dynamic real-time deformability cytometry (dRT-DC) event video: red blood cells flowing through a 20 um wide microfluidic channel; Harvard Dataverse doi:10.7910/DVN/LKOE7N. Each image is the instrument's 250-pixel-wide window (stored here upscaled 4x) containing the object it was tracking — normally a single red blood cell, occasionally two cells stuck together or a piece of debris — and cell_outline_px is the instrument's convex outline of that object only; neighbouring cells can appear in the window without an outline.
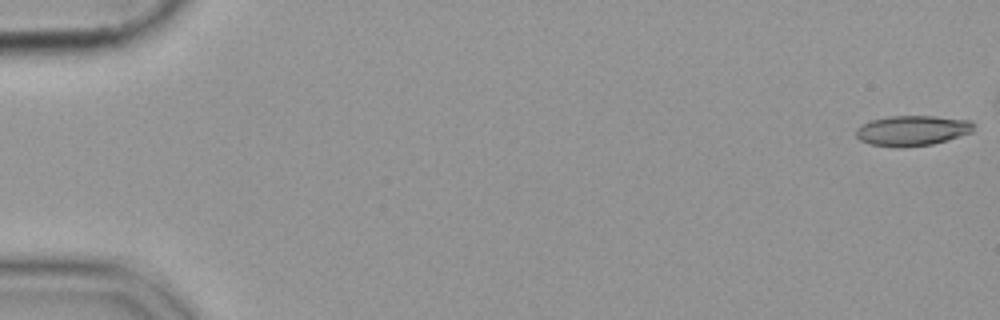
{"species": "common noctule bat (a hibernating species)", "species_latin": "Nyctalus noctula", "temperature_condition": "cold", "stored_images_in_passage": 55, "camera_frame_rate_fps": 3000, "um_per_image_px": 0.085, "animal": {"sex": "female", "body_mass_g": 19.9}, "frame": {"image": 1, "passage_image": 1, "time_ms": 0.0, "image_size_px": [1000, 320], "cell_outline_px": [[972, 132], [948, 140], [932, 144], [896, 148], [868, 144], [860, 140], [856, 136], [856, 128], [860, 124], [872, 120], [888, 116], [936, 116], [972, 120]], "centroid_in_image_um": [77.5, 11.1], "position_along_channel_um": 7.5, "area_um2": 20.92}}
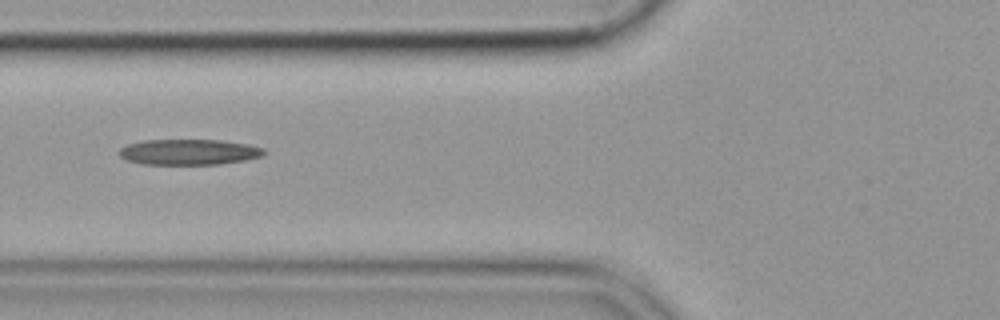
{"frame": {"image": 2, "passage_image": 22, "time_ms": 7.0, "image_size_px": [1000, 320], "cell_outline_px": [[268, 152], [264, 156], [244, 160], [220, 164], [140, 164], [124, 160], [116, 152], [120, 148], [128, 144], [144, 140], [220, 140], [248, 144], [264, 148]], "centroid_in_image_um": [16.05, 12.92], "position_along_channel_um": 109.8, "area_um2": 21.91}}
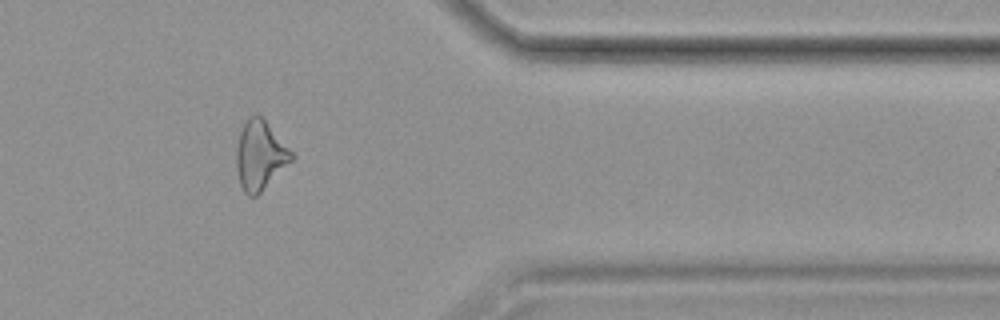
{"frame": {"image": 3, "passage_image": 46, "time_ms": 15.0, "image_size_px": [1000, 320], "cell_outline_px": [[296, 156], [256, 196], [248, 196], [244, 192], [240, 184], [236, 168], [236, 148], [240, 132], [244, 124], [256, 112], [264, 120]], "centroid_in_image_um": [22.08, 13.22], "position_along_channel_um": 389.3, "area_um2": 21.73}}